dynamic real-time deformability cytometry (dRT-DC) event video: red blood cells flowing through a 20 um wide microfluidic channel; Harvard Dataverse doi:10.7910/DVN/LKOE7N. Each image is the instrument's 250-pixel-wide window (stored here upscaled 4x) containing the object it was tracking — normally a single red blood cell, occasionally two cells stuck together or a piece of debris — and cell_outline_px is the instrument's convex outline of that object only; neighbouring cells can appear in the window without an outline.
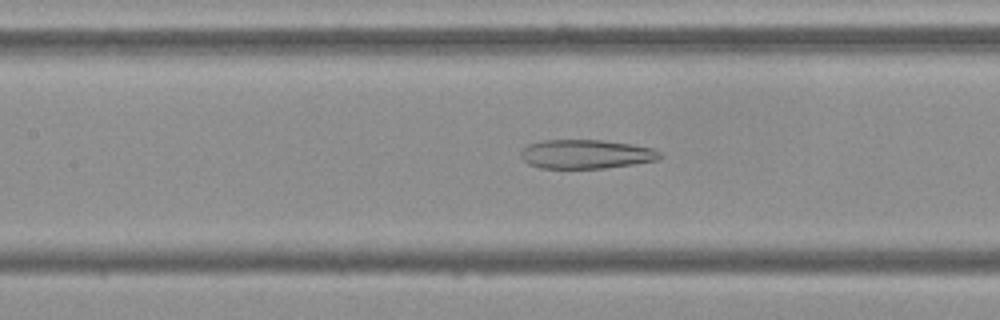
{"species": "Egyptian fruit bat (a non-hibernating species)", "species_latin": "Rousettus aegyptiacus", "temperature_condition": "cold", "stored_images_in_passage": 55, "camera_frame_rate_fps": 3000, "um_per_image_px": 0.085, "frame": {"image": 1, "passage_image": 24, "time_ms": 7.667, "image_size_px": [1000, 320], "cell_outline_px": [[664, 156], [656, 160], [632, 164], [604, 168], [540, 168], [528, 164], [520, 156], [520, 152], [528, 144], [544, 140], [600, 140], [632, 144], [652, 148], [660, 152]], "centroid_in_image_um": [49.8, 13.1], "position_along_channel_um": 157.6, "area_um2": 23.47}}
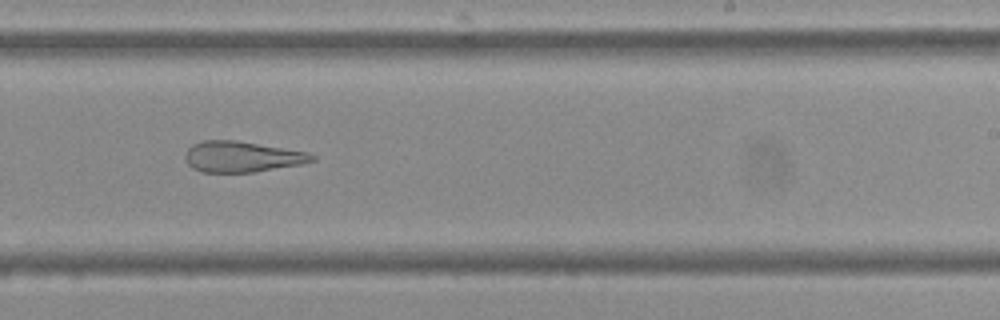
{"frame": {"image": 2, "passage_image": 33, "time_ms": 10.667, "image_size_px": [1000, 320], "cell_outline_px": [[316, 160], [300, 164], [256, 172], [200, 172], [192, 168], [184, 160], [184, 152], [192, 144], [204, 140], [236, 140], [308, 152], [316, 156]], "centroid_in_image_um": [20.53, 13.32], "position_along_channel_um": 268.5, "area_um2": 22.95}}
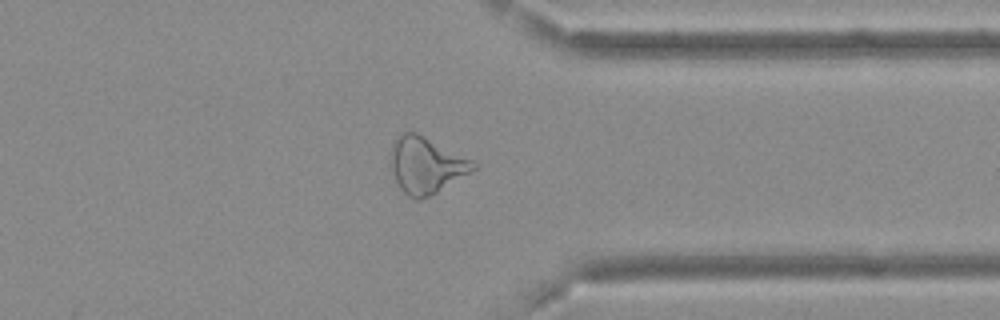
{"frame": {"image": 3, "passage_image": 42, "time_ms": 13.667, "image_size_px": [1000, 320], "cell_outline_px": [[480, 164], [476, 168], [436, 192], [420, 200], [416, 200], [408, 196], [400, 188], [392, 172], [392, 140], [400, 132], [416, 132]], "centroid_in_image_um": [36.2, 14.02], "position_along_channel_um": 375.2, "area_um2": 26.65}}